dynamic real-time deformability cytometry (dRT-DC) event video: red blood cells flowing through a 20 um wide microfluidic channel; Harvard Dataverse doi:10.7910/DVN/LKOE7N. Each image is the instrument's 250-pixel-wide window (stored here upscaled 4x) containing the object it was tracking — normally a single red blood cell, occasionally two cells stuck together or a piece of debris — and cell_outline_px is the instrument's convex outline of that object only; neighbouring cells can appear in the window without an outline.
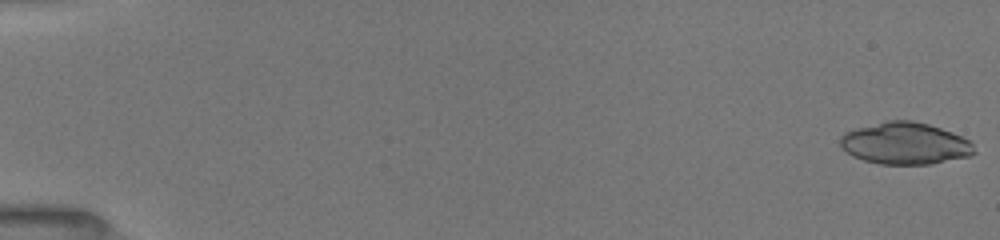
{"species": "common noctule bat (a hibernating species)", "species_latin": "Nyctalus noctula", "temperature_condition": "room temperature", "stored_images_in_passage": 55, "camera_frame_rate_fps": 3000, "um_per_image_px": 0.085, "animal": {"sex": "female", "body_mass_g": 19.5, "forearm_length_mm": 54.1}, "frame": {"image": 1, "passage_image": 1, "time_ms": 0.0, "image_size_px": [1000, 240], "cell_outline_px": [[976, 152], [972, 156], [932, 164], [880, 164], [864, 160], [852, 156], [840, 148], [840, 136], [844, 132], [856, 128], [888, 120], [912, 120], [928, 124], [952, 132], [972, 140]], "centroid_in_image_um": [76.95, 12.19], "position_along_channel_um": 8.0, "area_um2": 33.12}}